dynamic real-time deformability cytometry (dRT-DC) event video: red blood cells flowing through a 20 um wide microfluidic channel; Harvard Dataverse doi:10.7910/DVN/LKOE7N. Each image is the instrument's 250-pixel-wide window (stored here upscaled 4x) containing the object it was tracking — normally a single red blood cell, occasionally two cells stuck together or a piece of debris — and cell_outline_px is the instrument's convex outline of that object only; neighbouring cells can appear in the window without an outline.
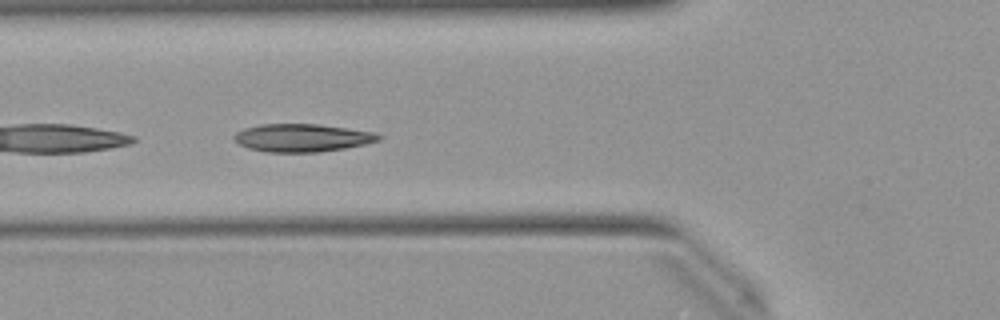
{"species": "Egyptian fruit bat (a non-hibernating species)", "species_latin": "Rousettus aegyptiacus", "temperature_condition": "warm", "stored_images_in_passage": 38, "camera_frame_rate_fps": 3000, "um_per_image_px": 0.085, "animal": {"sex": "female"}, "frame": {"image": 1, "passage_image": 9, "time_ms": 2.667, "image_size_px": [1000, 320], "cell_outline_px": [[384, 136], [380, 140], [364, 144], [344, 148], [320, 152], [268, 152], [248, 148], [240, 144], [232, 136], [236, 132], [244, 128], [260, 124], [316, 124], [372, 132]], "centroid_in_image_um": [25.66, 11.71], "position_along_channel_um": 100.1, "area_um2": 23.29}}
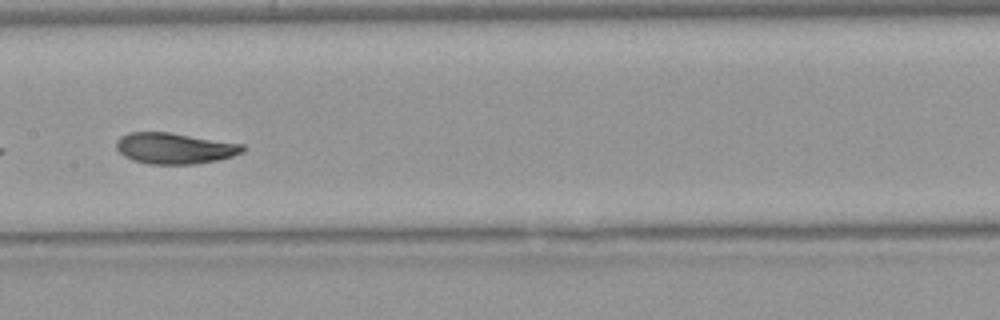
{"frame": {"image": 2, "passage_image": 16, "time_ms": 5.0, "image_size_px": [1000, 320], "cell_outline_px": [[244, 152], [232, 156], [216, 160], [192, 164], [148, 164], [124, 156], [116, 148], [116, 140], [120, 136], [128, 132], [168, 132], [244, 144]], "centroid_in_image_um": [14.83, 12.59], "position_along_channel_um": 192.6, "area_um2": 22.72}}
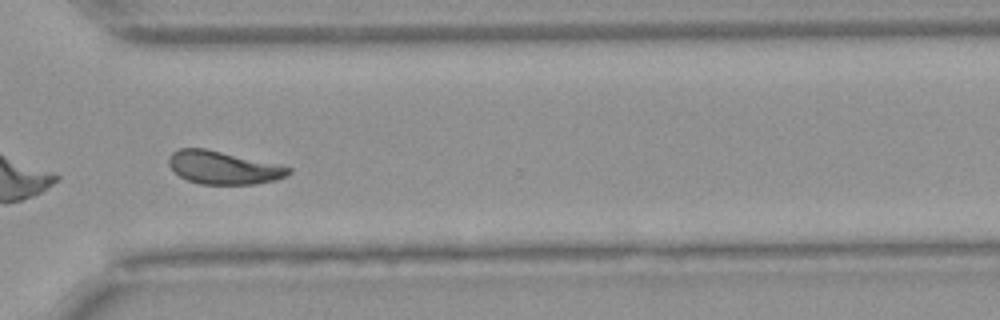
{"frame": {"image": 3, "passage_image": 28, "time_ms": 9.0, "image_size_px": [1000, 320], "cell_outline_px": [[292, 172], [288, 176], [276, 180], [256, 184], [200, 184], [188, 180], [180, 176], [168, 164], [168, 156], [172, 152], [180, 148], [204, 148], [280, 164], [292, 168]], "centroid_in_image_um": [19.02, 14.25], "position_along_channel_um": 351.6, "area_um2": 23.18}, "authors_computed_cell_mechanics": {"area_um2": 22.6865, "velocity_mm_per_s": 3.9734, "shape_relaxation_time_tau1_ms": 2.3615, "shape_relaxation_time_tau2_ms": 1.2074, "deformation_change_tau1": 0.1477, "deformation_change_tau2": 0.0814}}